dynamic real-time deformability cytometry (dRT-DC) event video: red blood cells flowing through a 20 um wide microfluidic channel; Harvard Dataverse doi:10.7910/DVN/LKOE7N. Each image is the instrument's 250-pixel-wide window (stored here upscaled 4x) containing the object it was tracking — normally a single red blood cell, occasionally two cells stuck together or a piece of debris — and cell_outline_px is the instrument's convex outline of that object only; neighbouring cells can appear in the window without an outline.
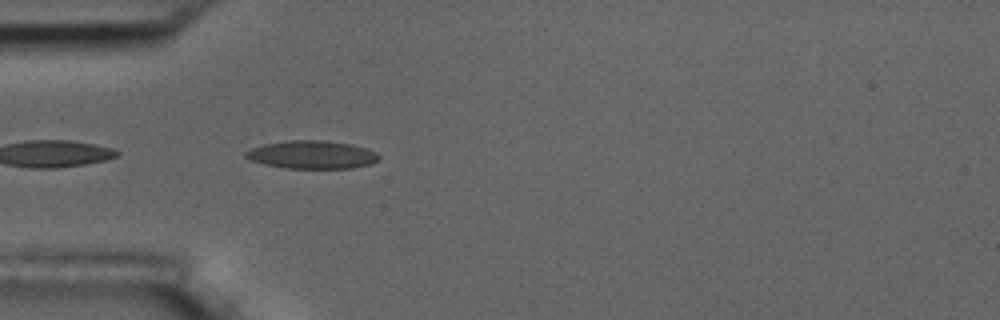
{"species": "common noctule bat (a hibernating species)", "species_latin": "Nyctalus noctula", "temperature_condition": "room temperature", "stored_images_in_passage": 11, "camera_frame_rate_fps": 3000, "um_per_image_px": 0.085, "animal": {"sex": "male", "body_mass_g": 17.5, "forearm_length_mm": 52.3}, "frame": {"image": 1, "passage_image": 2, "time_ms": 0.333, "image_size_px": [1000, 320], "cell_outline_px": [[380, 156], [372, 164], [352, 168], [284, 168], [264, 164], [252, 160], [244, 156], [244, 152], [252, 148], [264, 144], [288, 140], [324, 140], [352, 144], [376, 152]], "centroid_in_image_um": [26.51, 13.14], "position_along_channel_um": 58.5, "area_um2": 21.73}}
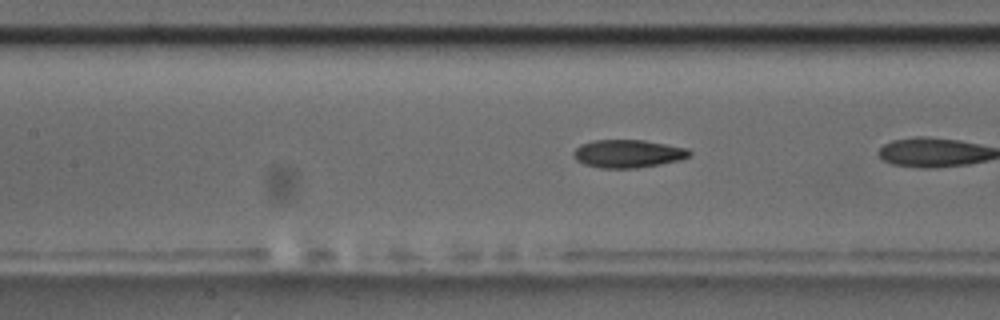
{"frame": {"image": 2, "passage_image": 8, "time_ms": 2.333, "image_size_px": [1000, 320], "cell_outline_px": [[692, 152], [688, 156], [680, 160], [660, 164], [636, 168], [600, 168], [584, 164], [576, 160], [572, 156], [572, 152], [580, 144], [592, 140], [644, 140], [688, 148]], "centroid_in_image_um": [53.34, 13.06], "position_along_channel_um": 154.1, "area_um2": 19.02}}